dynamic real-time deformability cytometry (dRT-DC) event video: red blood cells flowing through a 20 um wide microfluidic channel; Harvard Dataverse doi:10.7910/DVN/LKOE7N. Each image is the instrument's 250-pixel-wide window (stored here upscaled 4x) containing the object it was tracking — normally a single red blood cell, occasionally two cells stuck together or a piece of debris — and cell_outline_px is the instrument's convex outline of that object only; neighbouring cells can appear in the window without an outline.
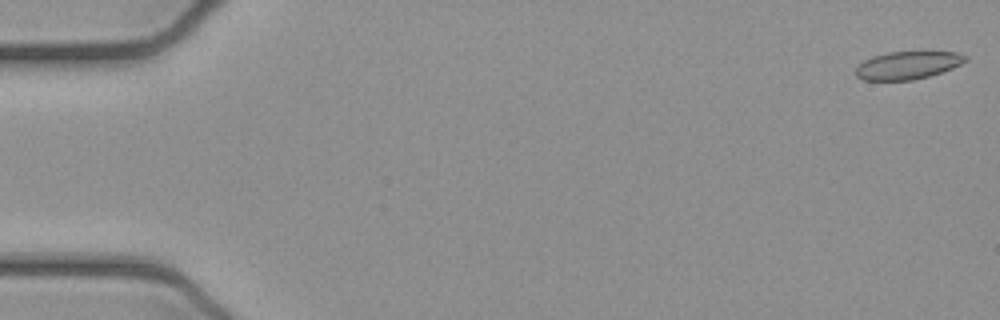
{"species": "common noctule bat (a hibernating species)", "species_latin": "Nyctalus noctula", "temperature_condition": "cold", "stored_images_in_passage": 52, "camera_frame_rate_fps": 3000, "um_per_image_px": 0.085, "animal": {"sex": "female", "body_mass_g": 21.9}, "frame": {"image": 1, "passage_image": 1, "time_ms": 0.0, "image_size_px": [1000, 320], "cell_outline_px": [[968, 60], [952, 68], [928, 76], [912, 80], [864, 80], [856, 76], [856, 68], [864, 60], [872, 56], [888, 52], [956, 52], [968, 56]], "centroid_in_image_um": [77.15, 5.54], "position_along_channel_um": 7.9, "area_um2": 17.63}}
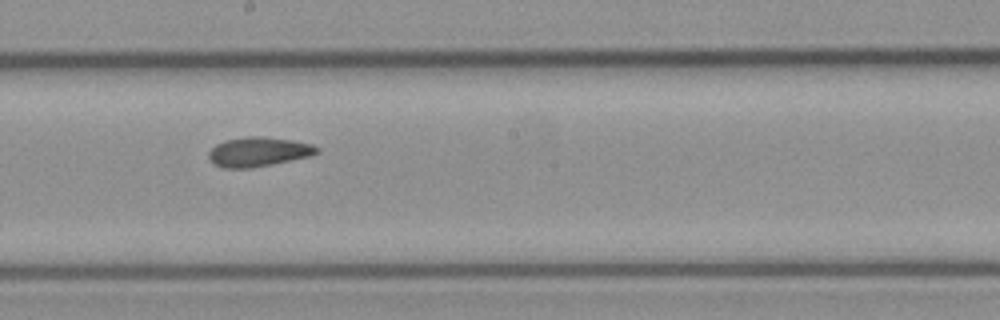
{"frame": {"image": 2, "passage_image": 29, "time_ms": 9.333, "image_size_px": [1000, 320], "cell_outline_px": [[320, 152], [312, 156], [252, 168], [224, 168], [212, 164], [208, 156], [208, 152], [216, 144], [224, 140], [248, 136], [260, 136], [292, 140], [312, 144], [320, 148]], "centroid_in_image_um": [21.97, 12.91], "position_along_channel_um": 226.2, "area_um2": 18.79}}
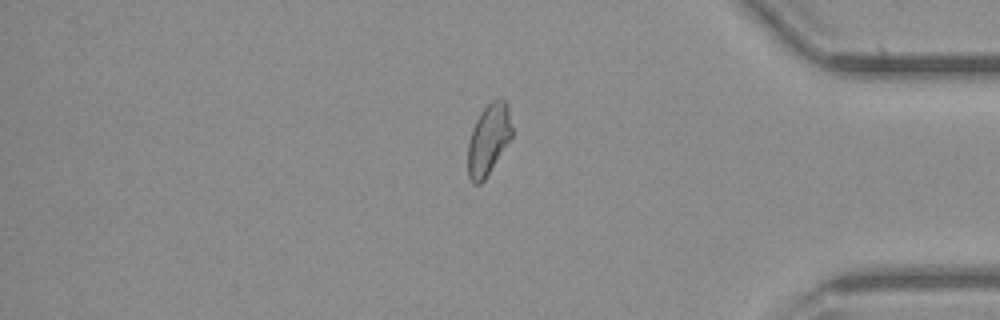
{"frame": {"image": 3, "passage_image": 44, "time_ms": 14.333, "image_size_px": [1000, 320], "cell_outline_px": [[512, 136], [484, 180], [480, 184], [472, 184], [468, 176], [468, 144], [472, 128], [480, 112], [492, 100], [504, 100], [508, 104], [512, 128]], "centroid_in_image_um": [41.51, 11.86], "position_along_channel_um": 393.7, "area_um2": 18.03}}